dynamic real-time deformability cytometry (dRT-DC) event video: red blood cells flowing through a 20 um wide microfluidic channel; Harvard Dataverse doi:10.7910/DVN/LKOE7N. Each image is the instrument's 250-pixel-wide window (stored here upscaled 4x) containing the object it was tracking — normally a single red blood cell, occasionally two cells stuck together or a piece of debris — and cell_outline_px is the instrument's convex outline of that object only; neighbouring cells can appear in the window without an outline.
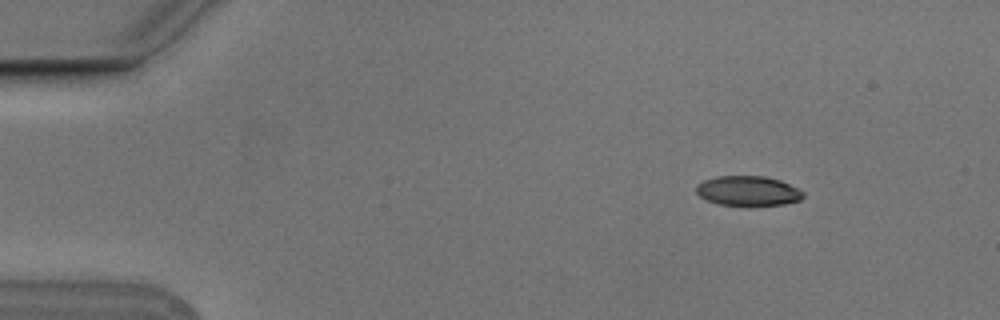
{"species": "Egyptian fruit bat (a non-hibernating species)", "species_latin": "Rousettus aegyptiacus", "temperature_condition": "cold", "stored_images_in_passage": 5, "camera_frame_rate_fps": 3000, "um_per_image_px": 0.085, "animal": {"sex": "male"}, "frame": {"image": 1, "passage_image": 2, "time_ms": 0.333, "image_size_px": [1000, 320], "cell_outline_px": [[804, 196], [800, 200], [784, 204], [748, 208], [716, 204], [700, 196], [696, 192], [696, 184], [704, 180], [716, 176], [764, 176], [780, 180], [804, 192]], "centroid_in_image_um": [63.56, 16.26], "position_along_channel_um": 21.4, "area_um2": 19.19}}
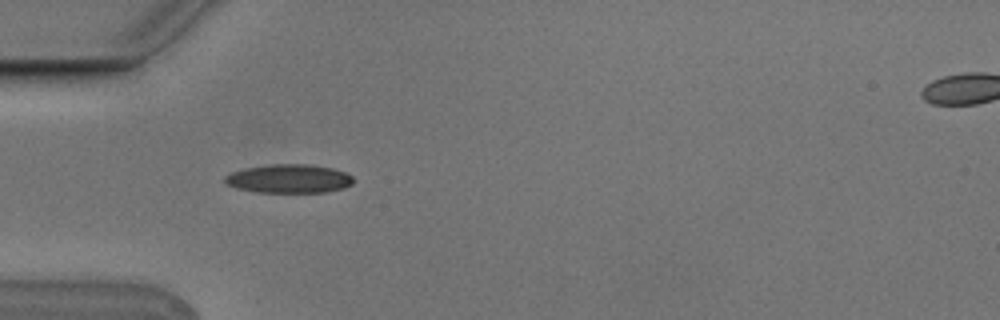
{"frame": {"image": 2, "passage_image": 5, "time_ms": 1.333, "image_size_px": [1000, 320], "cell_outline_px": [[352, 184], [344, 188], [328, 192], [256, 192], [236, 188], [224, 184], [224, 176], [232, 172], [244, 168], [272, 164], [308, 164], [332, 168], [344, 172], [352, 176]], "centroid_in_image_um": [24.53, 15.19], "position_along_channel_um": 60.5, "area_um2": 21.56}}